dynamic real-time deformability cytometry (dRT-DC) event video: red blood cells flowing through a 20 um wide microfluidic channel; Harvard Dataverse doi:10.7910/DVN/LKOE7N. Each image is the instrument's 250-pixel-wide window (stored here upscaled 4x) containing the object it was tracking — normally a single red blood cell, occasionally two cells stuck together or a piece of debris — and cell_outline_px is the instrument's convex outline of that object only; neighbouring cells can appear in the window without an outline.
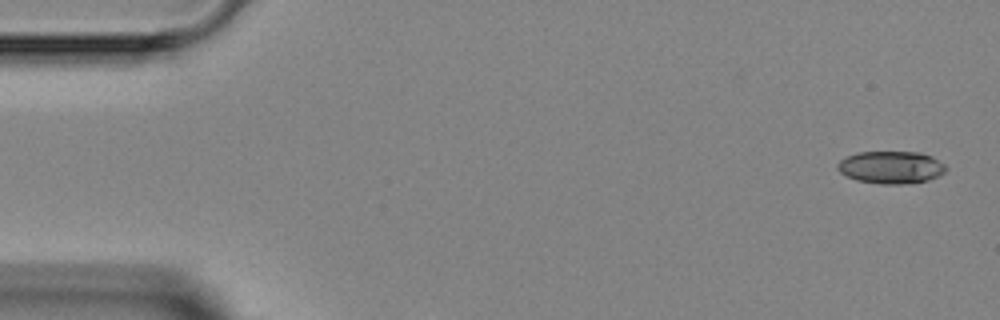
{"species": "Egyptian fruit bat (a non-hibernating species)", "species_latin": "Rousettus aegyptiacus", "temperature_condition": "room temperature", "stored_images_in_passage": 3, "segment_of_instrument_passage": [1, 2], "camera_frame_rate_fps": 3000, "um_per_image_px": 0.085, "animal": {"sex": "female"}, "frame": {"image": 1, "passage_image": 1, "time_ms": 0.0, "image_size_px": [1000, 320], "cell_outline_px": [[948, 168], [940, 176], [928, 180], [908, 184], [880, 184], [856, 180], [840, 172], [836, 168], [836, 164], [840, 160], [856, 152], [920, 152], [932, 156], [944, 164]], "centroid_in_image_um": [75.75, 14.22], "position_along_channel_um": 9.2, "area_um2": 20.69}}